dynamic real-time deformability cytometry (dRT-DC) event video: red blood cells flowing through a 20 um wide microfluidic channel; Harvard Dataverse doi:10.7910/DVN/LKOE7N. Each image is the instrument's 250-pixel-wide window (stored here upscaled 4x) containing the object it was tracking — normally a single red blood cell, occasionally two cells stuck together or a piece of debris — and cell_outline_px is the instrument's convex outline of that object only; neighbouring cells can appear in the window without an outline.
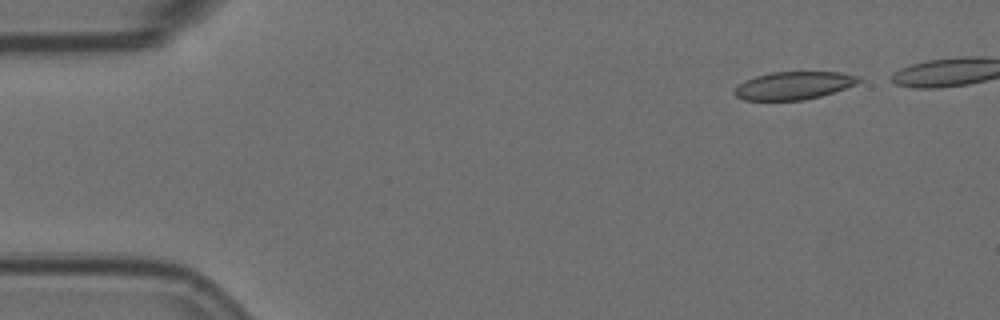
{"species": "Egyptian fruit bat (a non-hibernating species)", "species_latin": "Rousettus aegyptiacus", "temperature_condition": "room temperature", "stored_images_in_passage": 19, "camera_frame_rate_fps": 3000, "um_per_image_px": 0.085, "animal": {"sex": "female"}, "frame": {"image": 1, "passage_image": 1, "time_ms": 0.0, "image_size_px": [1000, 320], "cell_outline_px": [[860, 80], [856, 84], [820, 96], [804, 100], [744, 100], [736, 96], [732, 92], [744, 80], [756, 76], [772, 72], [840, 72], [860, 76]], "centroid_in_image_um": [67.44, 7.27], "position_along_channel_um": 17.6, "area_um2": 20.0}}
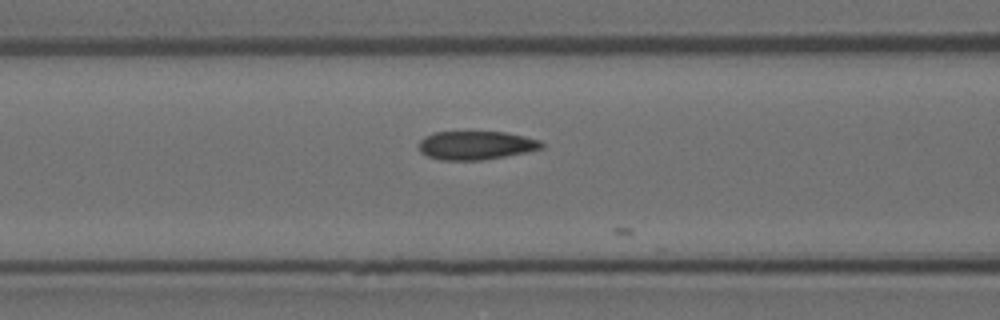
{"frame": {"image": 2, "passage_image": 18, "time_ms": 5.667, "image_size_px": [1000, 320], "cell_outline_px": [[544, 148], [528, 152], [480, 160], [440, 160], [428, 156], [420, 152], [420, 140], [424, 136], [432, 132], [504, 132], [524, 136], [540, 140], [544, 144]], "centroid_in_image_um": [40.46, 12.35], "position_along_channel_um": 126.1, "area_um2": 20.46}}